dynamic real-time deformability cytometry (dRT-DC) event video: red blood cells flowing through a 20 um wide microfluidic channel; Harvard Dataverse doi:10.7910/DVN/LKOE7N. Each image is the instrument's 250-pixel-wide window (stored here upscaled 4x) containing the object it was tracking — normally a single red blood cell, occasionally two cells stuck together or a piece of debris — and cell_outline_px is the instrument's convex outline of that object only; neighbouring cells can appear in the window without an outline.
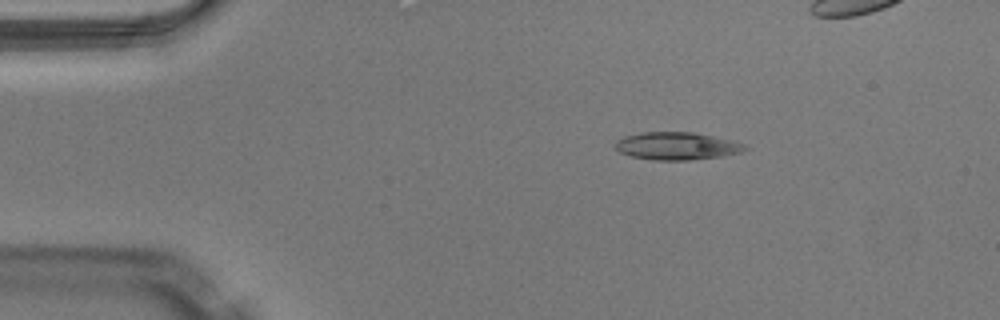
{"species": "Egyptian fruit bat (a non-hibernating species)", "species_latin": "Rousettus aegyptiacus", "temperature_condition": "warm", "stored_images_in_passage": 37, "camera_frame_rate_fps": 3000, "um_per_image_px": 0.085, "animal": {"sex": "male"}, "frame": {"image": 1, "passage_image": 1, "time_ms": 0.0, "image_size_px": [1000, 320], "cell_outline_px": [[748, 148], [740, 152], [720, 156], [688, 160], [652, 160], [632, 156], [620, 152], [616, 148], [616, 140], [624, 136], [640, 132], [692, 132], [732, 140], [744, 144]], "centroid_in_image_um": [57.5, 12.4], "position_along_channel_um": 27.5, "area_um2": 20.69}}
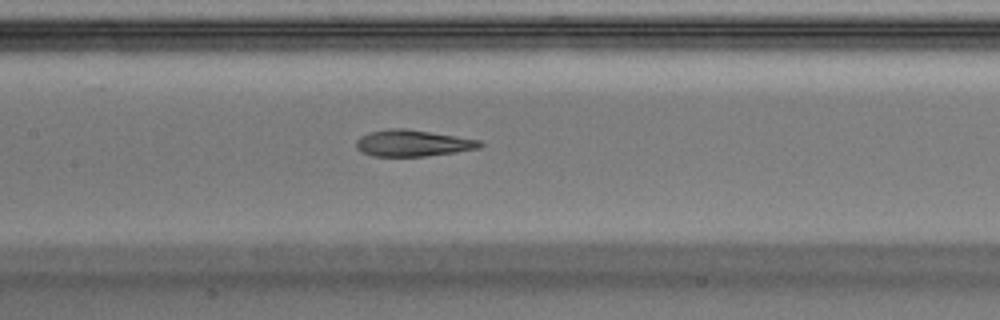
{"frame": {"image": 2, "passage_image": 16, "time_ms": 5.0, "image_size_px": [1000, 320], "cell_outline_px": [[484, 144], [480, 148], [456, 152], [424, 156], [372, 156], [360, 152], [356, 148], [356, 140], [360, 136], [368, 132], [388, 128], [404, 128], [456, 136], [480, 140]], "centroid_in_image_um": [35.05, 12.17], "position_along_channel_um": 172.4, "area_um2": 19.19}}